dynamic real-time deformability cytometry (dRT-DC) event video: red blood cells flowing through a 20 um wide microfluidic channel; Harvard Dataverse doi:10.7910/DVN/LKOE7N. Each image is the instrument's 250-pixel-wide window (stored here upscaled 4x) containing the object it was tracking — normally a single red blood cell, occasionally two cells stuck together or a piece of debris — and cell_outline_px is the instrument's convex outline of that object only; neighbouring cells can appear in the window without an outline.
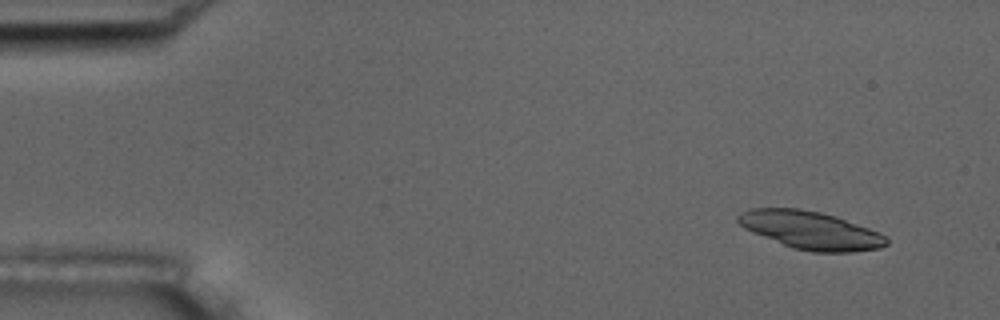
{"species": "common noctule bat (a hibernating species)", "species_latin": "Nyctalus noctula", "temperature_condition": "room temperature", "stored_images_in_passage": 6, "camera_frame_rate_fps": 3000, "um_per_image_px": 0.085, "animal": {"sex": "male", "body_mass_g": 17.5, "forearm_length_mm": 52.3}, "frame": {"image": 1, "passage_image": 2, "time_ms": 1.0, "image_size_px": [1000, 320], "cell_outline_px": [[888, 244], [880, 248], [852, 252], [812, 252], [792, 248], [752, 232], [744, 228], [736, 220], [736, 216], [740, 212], [752, 208], [800, 208], [820, 212], [836, 216], [880, 232], [888, 240]], "centroid_in_image_um": [68.89, 19.57], "position_along_channel_um": 16.1, "area_um2": 32.89}}